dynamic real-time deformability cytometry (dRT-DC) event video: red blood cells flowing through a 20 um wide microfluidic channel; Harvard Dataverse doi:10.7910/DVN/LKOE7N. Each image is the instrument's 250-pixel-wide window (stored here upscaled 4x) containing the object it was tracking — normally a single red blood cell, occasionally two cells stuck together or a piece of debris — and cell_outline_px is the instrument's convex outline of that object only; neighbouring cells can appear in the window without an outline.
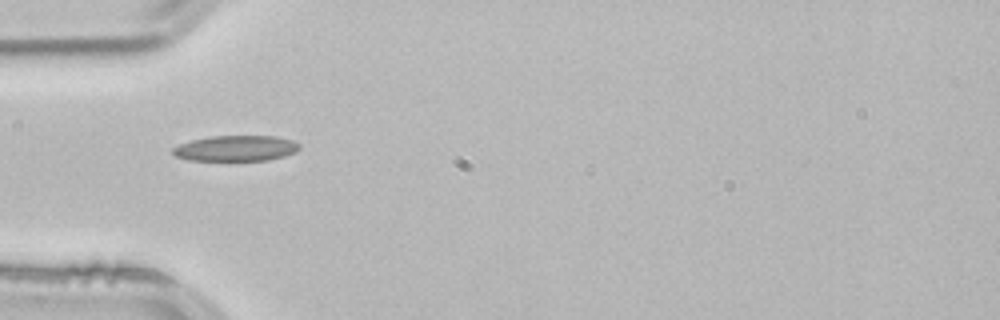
{"species": "common noctule bat (a hibernating species)", "species_latin": "Nyctalus noctula", "temperature_condition": "room temperature", "stored_images_in_passage": 37, "camera_frame_rate_fps": 3000, "um_per_image_px": 0.085, "animal": {"sex": "male", "body_mass_g": 21.5, "forearm_length_mm": 52.0}, "frame": {"image": 1, "passage_image": 1, "time_ms": 0.0, "image_size_px": [1000, 320], "cell_outline_px": [[300, 148], [296, 152], [284, 156], [268, 160], [188, 160], [176, 156], [172, 152], [172, 148], [180, 144], [192, 140], [212, 136], [276, 136], [292, 140], [300, 144]], "centroid_in_image_um": [20.08, 12.6], "position_along_channel_um": 64.9, "area_um2": 18.84}}
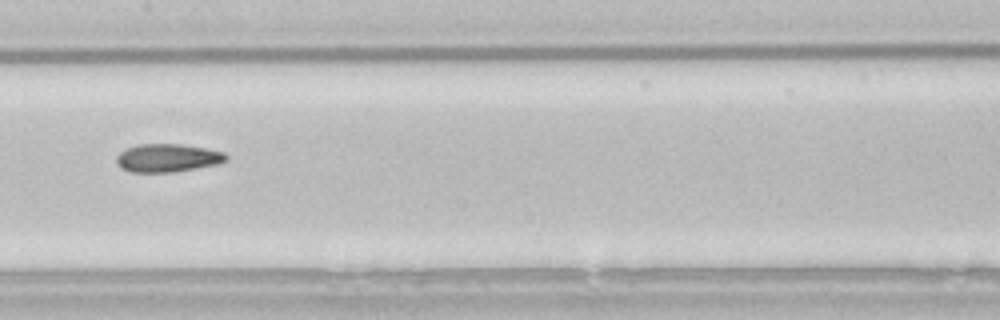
{"frame": {"image": 2, "passage_image": 11, "time_ms": 3.333, "image_size_px": [1000, 320], "cell_outline_px": [[228, 160], [216, 164], [196, 168], [172, 172], [132, 172], [120, 168], [116, 164], [116, 156], [120, 152], [128, 148], [140, 144], [180, 144], [204, 148], [224, 152], [228, 156]], "centroid_in_image_um": [14.22, 13.43], "position_along_channel_um": 193.2, "area_um2": 17.92}}
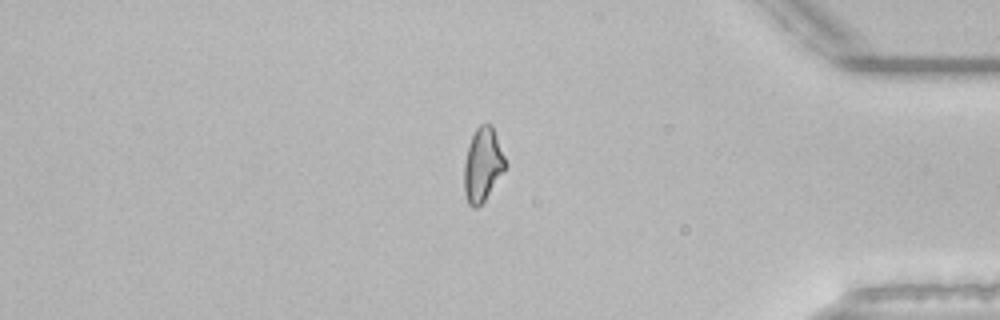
{"frame": {"image": 3, "passage_image": 29, "time_ms": 9.333, "image_size_px": [1000, 320], "cell_outline_px": [[508, 164], [484, 200], [476, 208], [472, 208], [468, 204], [464, 192], [464, 164], [468, 148], [472, 136], [476, 128], [480, 124], [492, 124]], "centroid_in_image_um": [41.03, 13.99], "position_along_channel_um": 394.2, "area_um2": 17.57}, "authors_computed_cell_mechanics": {"area_um2": 17.918, "velocity_mm_per_s": 3.8413, "shape_relaxation_time_tau1_ms": 9.7376, "shape_relaxation_time_tau2_ms": 4.1896, "deformation_change_tau1": 0.2092, "deformation_change_tau2": 0.1269}}